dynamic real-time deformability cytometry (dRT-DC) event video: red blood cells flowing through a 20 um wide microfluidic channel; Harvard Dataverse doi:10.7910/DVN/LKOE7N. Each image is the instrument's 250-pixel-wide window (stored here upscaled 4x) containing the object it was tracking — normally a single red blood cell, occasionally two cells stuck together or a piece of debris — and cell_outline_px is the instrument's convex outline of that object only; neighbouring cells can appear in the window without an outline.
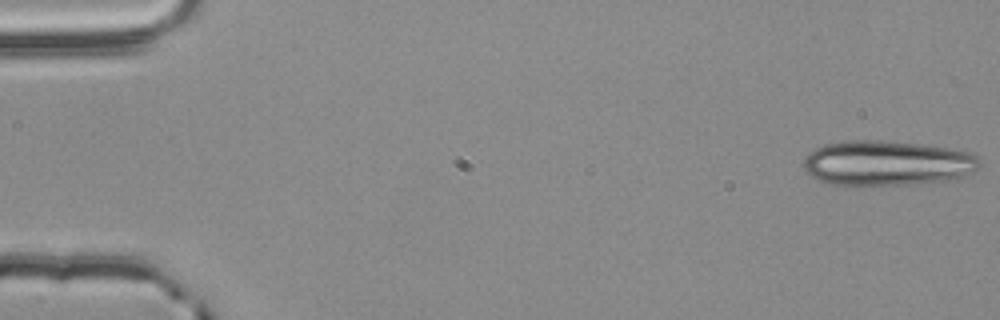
{"species": "common noctule bat (a hibernating species)", "species_latin": "Nyctalus noctula", "temperature_condition": "room temperature", "stored_images_in_passage": 55, "segment_of_instrument_passage": [1, 2], "camera_frame_rate_fps": 3000, "um_per_image_px": 0.085, "animal": {"sex": "male", "body_mass_g": 20.4}, "frame": {"image": 1, "passage_image": 1, "time_ms": 0.0, "image_size_px": [1000, 320], "cell_outline_px": [[980, 168], [956, 180], [908, 184], [828, 184], [808, 176], [804, 168], [804, 160], [808, 152], [824, 144], [844, 140], [884, 140], [916, 144], [944, 148], [968, 152], [976, 156], [980, 160]], "centroid_in_image_um": [75.38, 13.86], "position_along_channel_um": 9.6, "area_um2": 46.18}}